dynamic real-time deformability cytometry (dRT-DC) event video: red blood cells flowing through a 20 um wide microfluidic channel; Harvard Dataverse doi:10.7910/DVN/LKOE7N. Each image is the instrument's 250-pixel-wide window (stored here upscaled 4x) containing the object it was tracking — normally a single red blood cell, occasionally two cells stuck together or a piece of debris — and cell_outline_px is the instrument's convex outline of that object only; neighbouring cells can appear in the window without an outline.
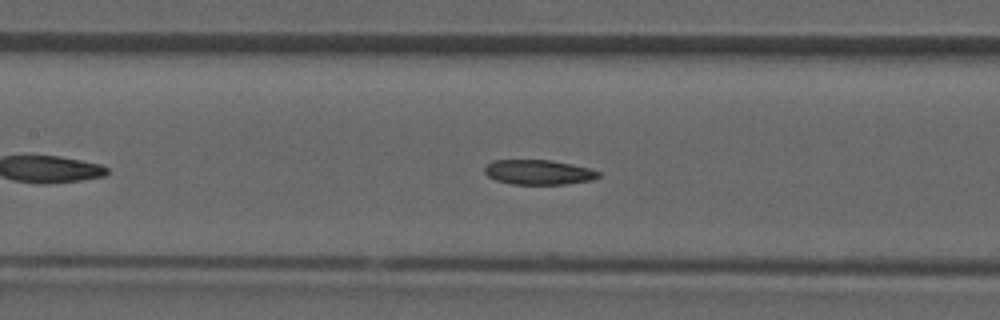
{"species": "common noctule bat (a hibernating species)", "species_latin": "Nyctalus noctula", "temperature_condition": "room temperature", "stored_images_in_passage": 32, "camera_frame_rate_fps": 3000, "um_per_image_px": 0.085, "animal": {"sex": "male", "forearm_length_mm": 52.5}, "frame": {"image": 1, "passage_image": 10, "time_ms": 3.0, "image_size_px": [1000, 320], "cell_outline_px": [[600, 176], [592, 180], [564, 184], [512, 184], [496, 180], [488, 176], [484, 172], [484, 168], [492, 160], [548, 160], [572, 164], [588, 168], [600, 172]], "centroid_in_image_um": [45.76, 14.64], "position_along_channel_um": 161.6, "area_um2": 16.36}}